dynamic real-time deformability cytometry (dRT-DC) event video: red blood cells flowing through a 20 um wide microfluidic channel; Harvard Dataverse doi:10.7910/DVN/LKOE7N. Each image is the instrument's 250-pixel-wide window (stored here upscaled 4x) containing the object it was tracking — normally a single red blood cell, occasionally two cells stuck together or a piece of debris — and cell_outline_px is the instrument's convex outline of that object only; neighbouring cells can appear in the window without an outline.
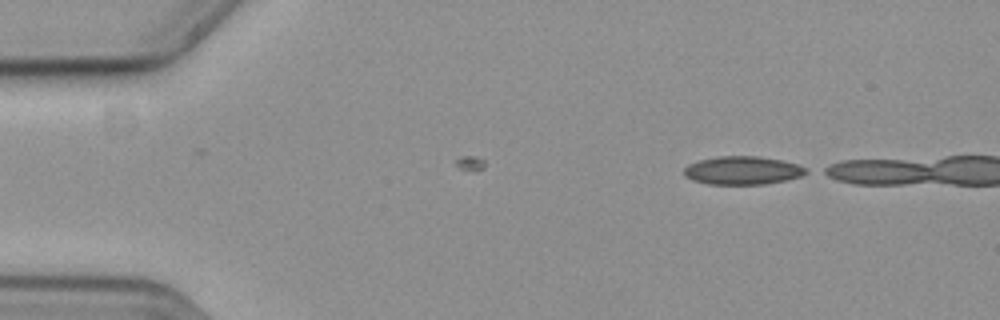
{"species": "common noctule bat (a hibernating species)", "species_latin": "Nyctalus noctula", "temperature_condition": "cold", "stored_images_in_passage": 4, "camera_frame_rate_fps": 3000, "um_per_image_px": 0.085, "animal": {"sex": "female", "body_mass_g": 19.3, "forearm_length_mm": 54.1}, "frame": {"image": 1, "passage_image": 1, "time_ms": 0.0, "image_size_px": [1000, 320], "cell_outline_px": [[808, 172], [800, 176], [784, 180], [764, 184], [708, 184], [692, 180], [684, 176], [684, 168], [688, 164], [700, 160], [720, 156], [756, 156], [780, 160], [796, 164], [808, 168]], "centroid_in_image_um": [63.09, 14.49], "position_along_channel_um": 21.9, "area_um2": 19.94}}